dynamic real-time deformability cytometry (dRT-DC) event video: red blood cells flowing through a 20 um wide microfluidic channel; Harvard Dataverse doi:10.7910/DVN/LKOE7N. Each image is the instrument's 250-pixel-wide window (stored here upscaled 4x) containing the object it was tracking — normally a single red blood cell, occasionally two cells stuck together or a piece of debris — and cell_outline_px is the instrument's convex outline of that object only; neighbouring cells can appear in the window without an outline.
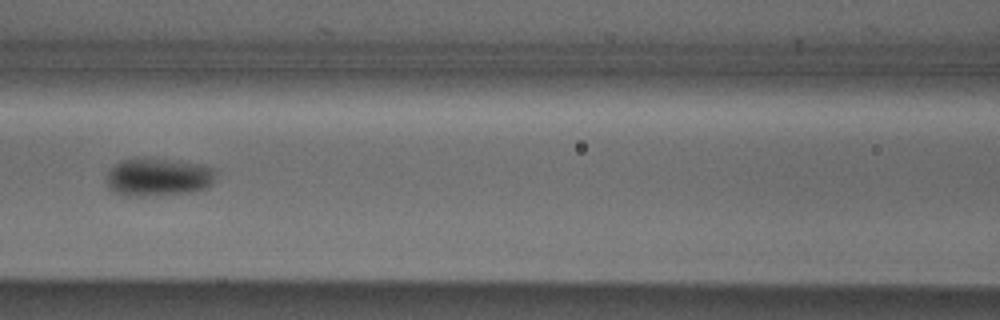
{"species": "Egyptian fruit bat (a non-hibernating species)", "species_latin": "Rousettus aegyptiacus", "temperature_condition": "cold", "stored_images_in_passage": 6, "camera_frame_rate_fps": 3000, "um_per_image_px": 0.085, "animal": {"sex": "male"}, "frame": {"image": 1, "passage_image": 6, "time_ms": 6.667, "image_size_px": [1000, 320], "cell_outline_px": [[216, 172], [212, 184], [208, 188], [192, 192], [144, 196], [124, 196], [112, 192], [108, 188], [104, 176], [108, 168], [120, 160], [136, 156], [144, 156], [176, 160], [200, 164], [216, 168]], "centroid_in_image_um": [13.37, 15.02], "position_along_channel_um": 153.2, "area_um2": 25.37}}